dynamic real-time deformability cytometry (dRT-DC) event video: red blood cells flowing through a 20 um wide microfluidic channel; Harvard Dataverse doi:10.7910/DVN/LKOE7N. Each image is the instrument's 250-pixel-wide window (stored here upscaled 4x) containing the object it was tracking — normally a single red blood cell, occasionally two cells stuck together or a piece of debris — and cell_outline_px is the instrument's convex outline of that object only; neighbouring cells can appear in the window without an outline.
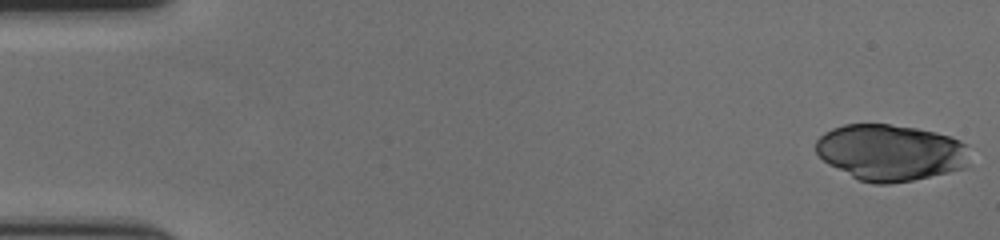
{"species": "human", "species_latin": "Homo sapiens", "temperature_condition": "cold", "stored_images_in_passage": 57, "camera_frame_rate_fps": 3000, "um_per_image_px": 0.085, "donor": {"sex": "female"}, "frame": {"image": 1, "passage_image": 1, "time_ms": 0.0, "image_size_px": [1000, 240], "cell_outline_px": [[968, 164], [964, 168], [948, 172], [912, 180], [888, 184], [872, 184], [860, 180], [828, 164], [816, 152], [816, 140], [824, 132], [832, 128], [844, 124], [888, 124], [916, 128], [936, 132], [960, 140], [964, 144]], "centroid_in_image_um": [75.65, 12.95], "position_along_channel_um": 9.3, "area_um2": 50.17}}
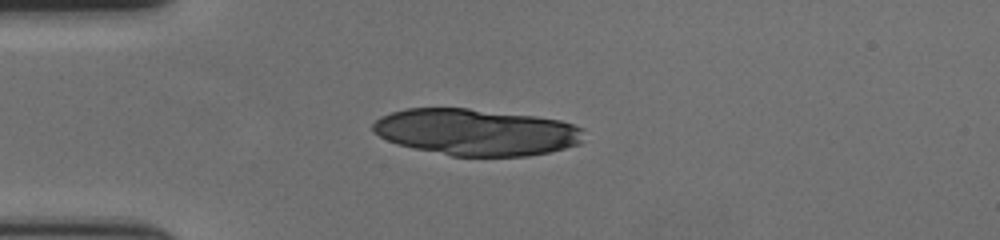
{"frame": {"image": 2, "passage_image": 15, "time_ms": 4.667, "image_size_px": [1000, 240], "cell_outline_px": [[584, 128], [580, 144], [548, 152], [528, 156], [452, 156], [396, 144], [372, 132], [372, 124], [380, 116], [392, 112], [408, 108], [468, 108], [536, 116], [560, 120]], "centroid_in_image_um": [40.47, 11.22], "position_along_channel_um": 44.5, "area_um2": 57.34}}
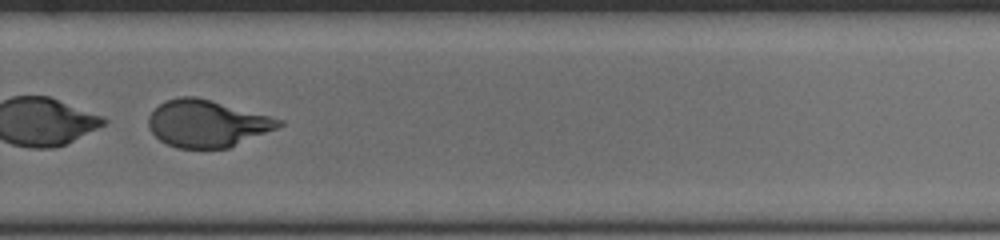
{"frame": {"image": 3, "passage_image": 40, "time_ms": 13.0, "image_size_px": [1000, 240], "cell_outline_px": [[284, 124], [276, 128], [228, 148], [176, 148], [160, 140], [148, 128], [148, 116], [160, 104], [168, 100], [180, 96], [196, 96], [212, 100], [284, 120]], "centroid_in_image_um": [17.58, 10.49], "position_along_channel_um": 312.2, "area_um2": 35.43}}